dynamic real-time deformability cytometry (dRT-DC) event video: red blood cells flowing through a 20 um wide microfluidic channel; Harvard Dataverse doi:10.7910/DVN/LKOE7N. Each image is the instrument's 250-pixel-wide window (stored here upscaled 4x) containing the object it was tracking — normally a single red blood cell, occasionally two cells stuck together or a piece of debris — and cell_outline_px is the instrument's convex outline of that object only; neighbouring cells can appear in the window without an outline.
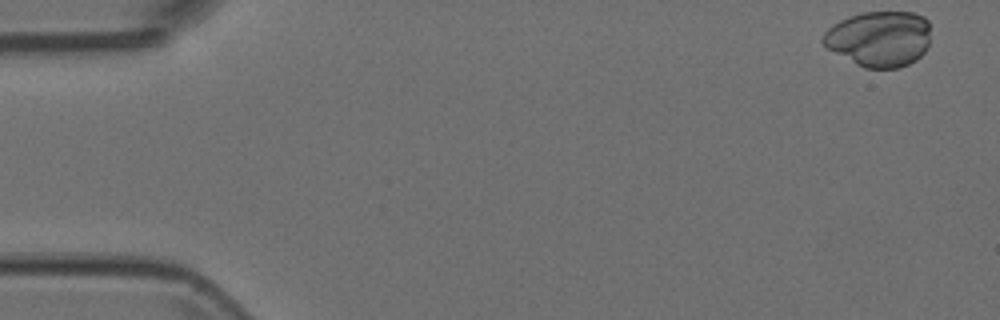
{"species": "Egyptian fruit bat (a non-hibernating species)", "species_latin": "Rousettus aegyptiacus", "temperature_condition": "room temperature", "stored_images_in_passage": 52, "camera_frame_rate_fps": 3000, "um_per_image_px": 0.085, "animal": {"sex": "female"}, "frame": {"image": 1, "passage_image": 1, "time_ms": 0.0, "image_size_px": [1000, 320], "cell_outline_px": [[928, 44], [924, 52], [916, 60], [900, 68], [864, 68], [856, 64], [828, 48], [820, 40], [824, 32], [832, 24], [848, 16], [864, 12], [912, 12], [924, 16], [928, 20]], "centroid_in_image_um": [74.72, 3.29], "position_along_channel_um": 10.3, "area_um2": 34.91}}